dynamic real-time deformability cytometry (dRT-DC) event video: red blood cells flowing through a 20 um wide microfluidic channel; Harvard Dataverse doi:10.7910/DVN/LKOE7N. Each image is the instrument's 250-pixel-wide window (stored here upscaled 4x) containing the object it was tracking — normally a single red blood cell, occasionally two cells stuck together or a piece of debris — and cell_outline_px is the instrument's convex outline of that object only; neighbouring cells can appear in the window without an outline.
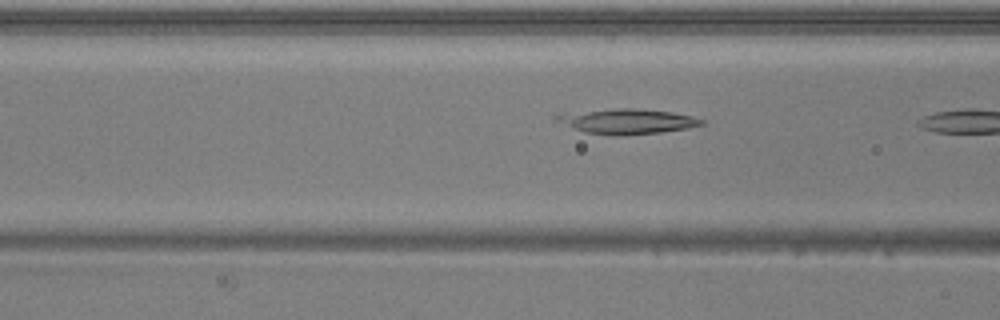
{"species": "common noctule bat (a hibernating species)", "species_latin": "Nyctalus noctula", "temperature_condition": "warm", "stored_images_in_passage": 14, "camera_frame_rate_fps": 3000, "um_per_image_px": 0.085, "animal": {"sex": "male", "body_mass_g": 20.5, "forearm_length_mm": 52.5}, "frame": {"image": 1, "passage_image": 13, "time_ms": 4.0, "image_size_px": [1000, 320], "cell_outline_px": [[704, 124], [688, 128], [660, 132], [616, 136], [584, 132], [552, 120], [552, 116], [556, 112], [620, 108], [636, 108], [672, 112], [692, 116], [704, 120]], "centroid_in_image_um": [53.17, 10.29], "position_along_channel_um": 113.4, "area_um2": 21.62}}